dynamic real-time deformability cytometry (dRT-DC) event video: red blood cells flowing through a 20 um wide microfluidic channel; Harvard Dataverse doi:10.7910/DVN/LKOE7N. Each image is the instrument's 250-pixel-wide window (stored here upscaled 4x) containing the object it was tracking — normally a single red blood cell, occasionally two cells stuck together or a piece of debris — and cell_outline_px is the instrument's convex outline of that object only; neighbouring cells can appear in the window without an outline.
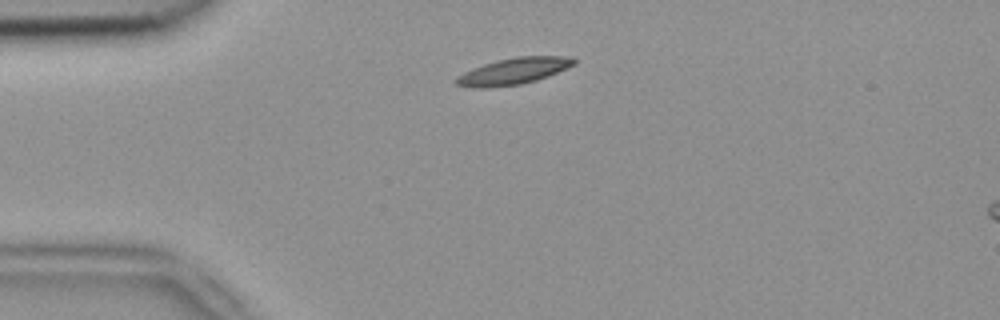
{"species": "common noctule bat (a hibernating species)", "species_latin": "Nyctalus noctula", "temperature_condition": "room temperature", "stored_images_in_passage": 6, "camera_frame_rate_fps": 3000, "um_per_image_px": 0.085, "animal": {"sex": "female", "body_mass_g": 18.4}, "frame": {"image": 1, "passage_image": 1, "time_ms": 0.0, "image_size_px": [1000, 320], "cell_outline_px": [[576, 64], [548, 76], [536, 80], [520, 84], [488, 88], [472, 88], [456, 84], [456, 76], [472, 68], [496, 60], [516, 56], [572, 56], [576, 60]], "centroid_in_image_um": [43.65, 6.04], "position_along_channel_um": 41.3, "area_um2": 18.26}}
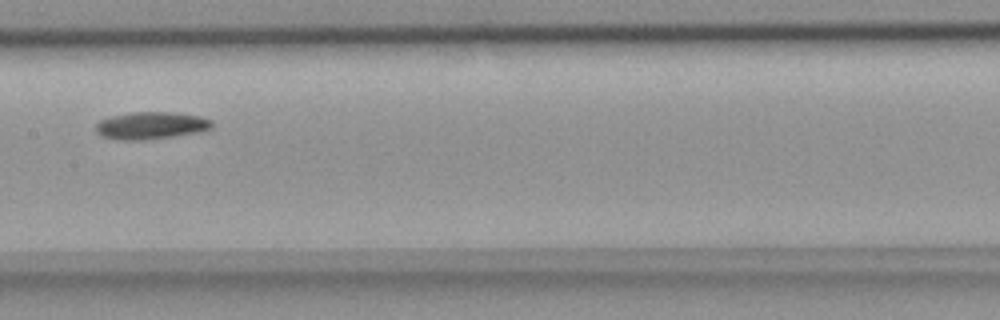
{"frame": {"image": 2, "passage_image": 5, "time_ms": 1.333, "image_size_px": [1000, 320], "cell_outline_px": [[212, 128], [200, 132], [172, 136], [136, 140], [124, 140], [100, 136], [96, 132], [96, 124], [100, 120], [108, 116], [132, 112], [172, 112], [200, 116], [212, 120]], "centroid_in_image_um": [12.82, 10.65], "position_along_channel_um": 194.6, "area_um2": 18.44}}
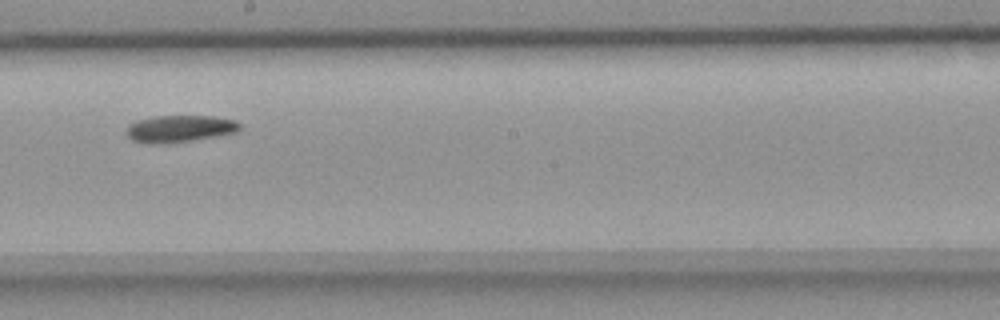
{"frame": {"image": 3, "passage_image": 6, "time_ms": 1.667, "image_size_px": [1000, 320], "cell_outline_px": [[240, 128], [236, 132], [192, 140], [160, 144], [148, 144], [132, 140], [124, 132], [128, 124], [136, 120], [156, 116], [212, 116], [236, 120], [240, 124]], "centroid_in_image_um": [15.21, 10.93], "position_along_channel_um": 233.0, "area_um2": 17.86}}